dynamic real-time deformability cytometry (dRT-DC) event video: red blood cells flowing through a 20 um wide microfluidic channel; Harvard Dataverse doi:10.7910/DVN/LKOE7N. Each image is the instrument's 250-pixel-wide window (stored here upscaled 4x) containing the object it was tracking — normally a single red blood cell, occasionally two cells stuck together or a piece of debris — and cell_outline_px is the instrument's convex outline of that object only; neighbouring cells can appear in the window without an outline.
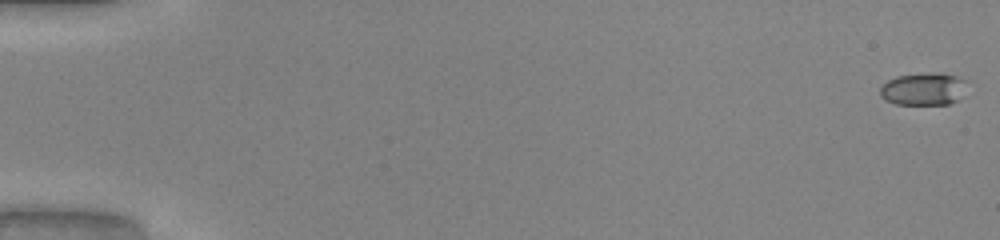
{"species": "common noctule bat (a hibernating species)", "species_latin": "Nyctalus noctula", "temperature_condition": "warm", "stored_images_in_passage": 52, "camera_frame_rate_fps": 3000, "um_per_image_px": 0.085, "animal": {"sex": "male", "body_mass_g": 20.0, "forearm_length_mm": 53.3}, "frame": {"image": 1, "passage_image": 1, "time_ms": 0.0, "image_size_px": [1000, 240], "cell_outline_px": [[968, 80], [956, 100], [948, 104], [896, 104], [884, 100], [880, 96], [880, 88], [888, 80], [896, 76], [932, 72], [940, 72], [956, 76]], "centroid_in_image_um": [78.46, 7.55], "position_along_channel_um": 6.5, "area_um2": 16.36}}
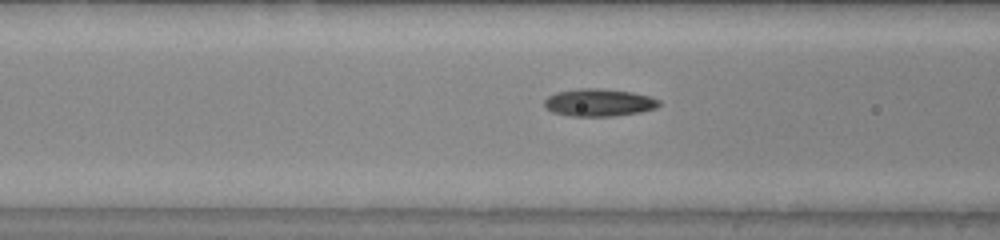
{"frame": {"image": 2, "passage_image": 22, "time_ms": 7.0, "image_size_px": [1000, 240], "cell_outline_px": [[660, 104], [656, 108], [640, 112], [612, 116], [572, 116], [552, 112], [544, 104], [544, 100], [548, 96], [556, 92], [580, 88], [596, 88], [632, 92], [648, 96], [660, 100]], "centroid_in_image_um": [50.9, 8.71], "position_along_channel_um": 115.7, "area_um2": 18.26}}
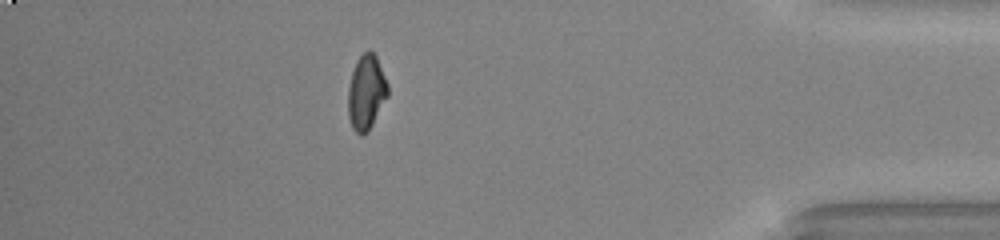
{"frame": {"image": 3, "passage_image": 46, "time_ms": 15.0, "image_size_px": [1000, 240], "cell_outline_px": [[388, 96], [368, 132], [364, 136], [360, 136], [352, 128], [348, 116], [348, 88], [352, 72], [356, 60], [368, 48], [376, 56], [388, 84]], "centroid_in_image_um": [31.12, 7.87], "position_along_channel_um": 404.1, "area_um2": 17.46}, "authors_computed_cell_mechanics": {"area_um2": 17.4267, "velocity_mm_per_s": 4.1001, "shape_relaxation_time_tau1_ms": 5.28, "shape_relaxation_time_tau2_ms": 1.5575, "deformation_change_tau1": 0.211, "deformation_change_tau2": 0.0614}}